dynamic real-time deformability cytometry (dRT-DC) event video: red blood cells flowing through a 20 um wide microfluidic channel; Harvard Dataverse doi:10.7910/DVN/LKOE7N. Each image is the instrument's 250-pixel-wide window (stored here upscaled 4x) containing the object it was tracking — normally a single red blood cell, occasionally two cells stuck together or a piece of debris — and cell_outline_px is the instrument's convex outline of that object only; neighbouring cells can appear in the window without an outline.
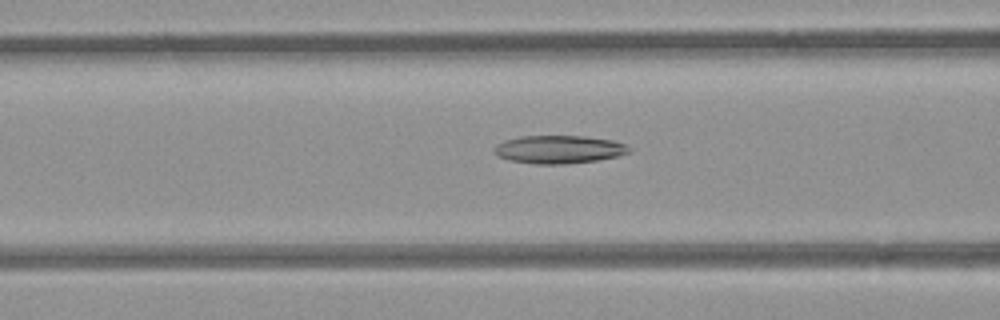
{"species": "common noctule bat (a hibernating species)", "species_latin": "Nyctalus noctula", "temperature_condition": "room temperature", "stored_images_in_passage": 54, "camera_frame_rate_fps": 3000, "um_per_image_px": 0.085, "animal": {"sex": "female", "body_mass_g": 21.9}, "frame": {"image": 1, "passage_image": 21, "time_ms": 6.667, "image_size_px": [1000, 320], "cell_outline_px": [[632, 152], [620, 156], [596, 160], [564, 164], [536, 164], [508, 160], [496, 156], [492, 152], [492, 148], [496, 144], [504, 140], [520, 136], [584, 136], [612, 140], [624, 144], [632, 148]], "centroid_in_image_um": [47.48, 12.7], "position_along_channel_um": 119.1, "area_um2": 22.37}}
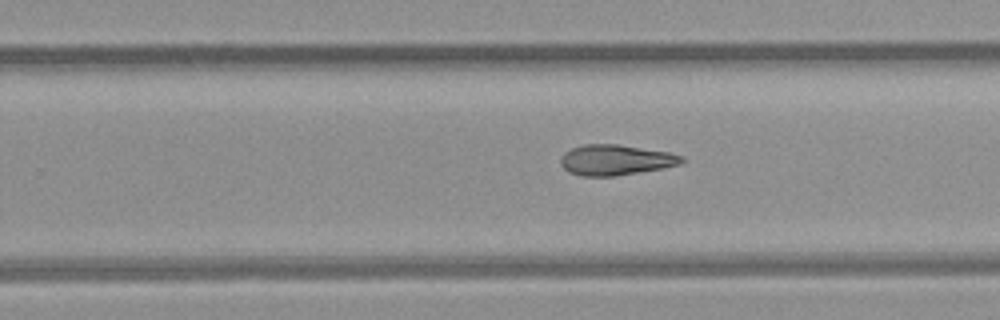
{"frame": {"image": 2, "passage_image": 33, "time_ms": 10.667, "image_size_px": [1000, 320], "cell_outline_px": [[688, 160], [680, 164], [664, 168], [616, 176], [580, 176], [568, 172], [560, 164], [560, 156], [564, 152], [572, 148], [584, 144], [616, 144], [668, 152], [684, 156]], "centroid_in_image_um": [52.33, 13.6], "position_along_channel_um": 277.5, "area_um2": 21.73}}
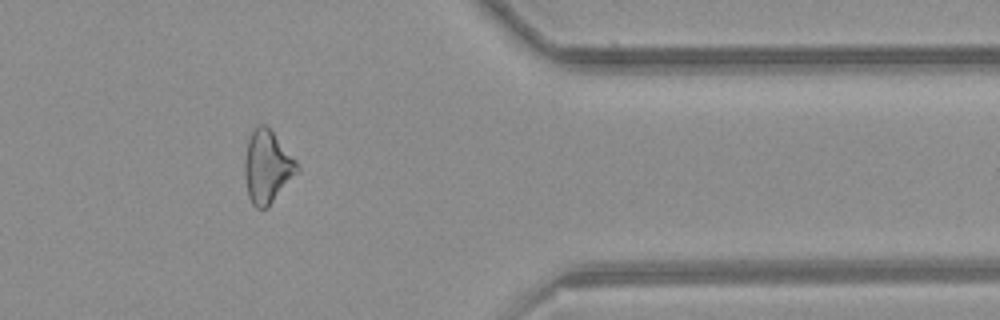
{"frame": {"image": 3, "passage_image": 43, "time_ms": 14.0, "image_size_px": [1000, 320], "cell_outline_px": [[300, 168], [268, 208], [256, 208], [252, 204], [248, 196], [244, 176], [244, 160], [248, 140], [252, 132], [260, 124], [264, 124], [272, 132], [296, 160]], "centroid_in_image_um": [22.69, 14.21], "position_along_channel_um": 388.7, "area_um2": 21.91}}